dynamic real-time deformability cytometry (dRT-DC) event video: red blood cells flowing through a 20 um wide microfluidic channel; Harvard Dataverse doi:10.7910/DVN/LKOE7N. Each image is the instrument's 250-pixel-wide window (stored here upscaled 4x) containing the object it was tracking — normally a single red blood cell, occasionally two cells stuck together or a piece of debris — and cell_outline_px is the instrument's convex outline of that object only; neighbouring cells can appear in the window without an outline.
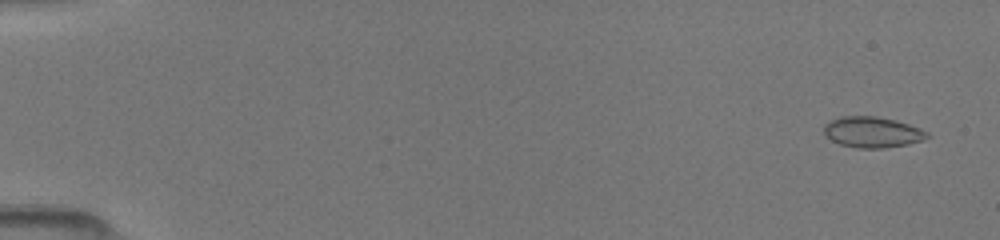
{"species": "common noctule bat (a hibernating species)", "species_latin": "Nyctalus noctula", "temperature_condition": "room temperature", "stored_images_in_passage": 45, "camera_frame_rate_fps": 3000, "um_per_image_px": 0.085, "animal": {"sex": "female", "body_mass_g": 19.5, "forearm_length_mm": 54.1}, "frame": {"image": 1, "passage_image": 3, "time_ms": 0.667, "image_size_px": [1000, 240], "cell_outline_px": [[932, 136], [924, 140], [908, 144], [884, 148], [856, 148], [840, 144], [832, 140], [824, 132], [824, 124], [840, 116], [876, 116], [896, 120], [920, 128], [928, 132]], "centroid_in_image_um": [74.19, 11.23], "position_along_channel_um": 10.8, "area_um2": 18.61}}
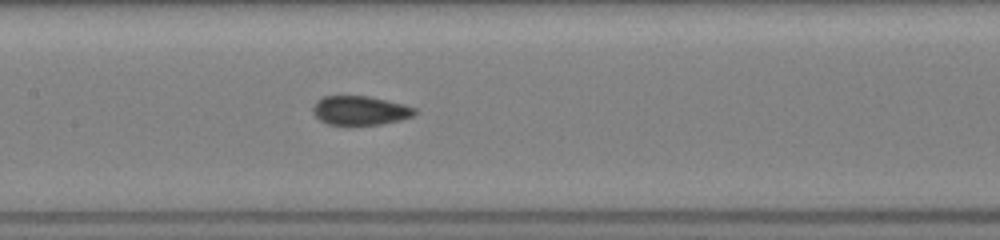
{"frame": {"image": 2, "passage_image": 22, "time_ms": 8.333, "image_size_px": [1000, 240], "cell_outline_px": [[416, 112], [412, 116], [400, 120], [380, 124], [328, 124], [320, 120], [312, 112], [312, 108], [316, 100], [324, 96], [368, 96], [404, 104], [416, 108]], "centroid_in_image_um": [30.59, 9.38], "position_along_channel_um": 176.8, "area_um2": 17.11}}
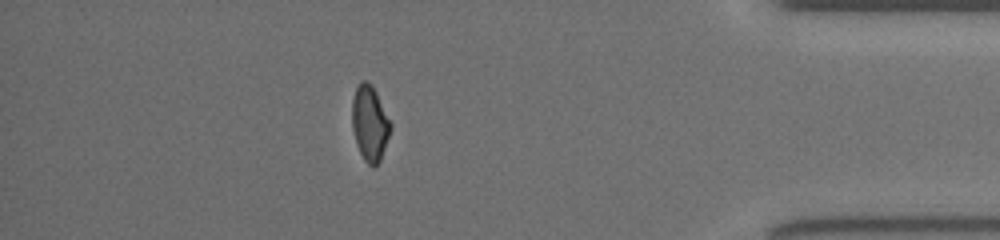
{"frame": {"image": 3, "passage_image": 39, "time_ms": 14.667, "image_size_px": [1000, 240], "cell_outline_px": [[392, 128], [380, 160], [372, 168], [364, 160], [356, 144], [352, 128], [352, 100], [356, 88], [360, 80], [368, 80], [372, 84], [392, 124]], "centroid_in_image_um": [31.43, 10.46], "position_along_channel_um": 403.8, "area_um2": 16.99}}